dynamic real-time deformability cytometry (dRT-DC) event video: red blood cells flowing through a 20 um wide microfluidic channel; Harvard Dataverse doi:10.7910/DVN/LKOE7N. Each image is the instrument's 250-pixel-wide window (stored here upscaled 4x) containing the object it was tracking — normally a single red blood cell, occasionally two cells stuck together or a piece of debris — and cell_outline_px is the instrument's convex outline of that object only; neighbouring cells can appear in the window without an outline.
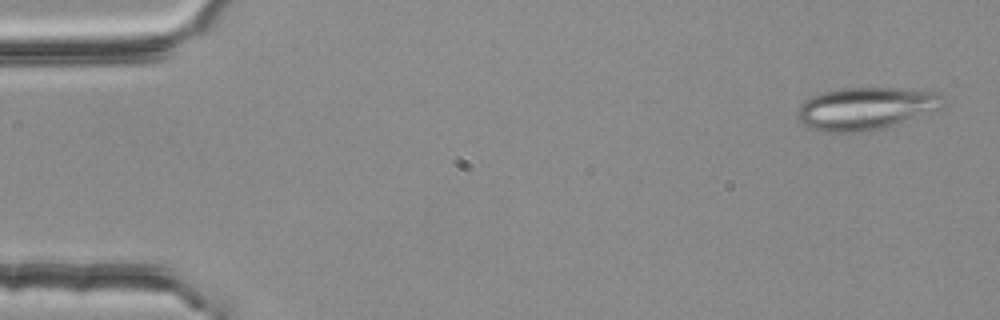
{"species": "common noctule bat (a hibernating species)", "species_latin": "Nyctalus noctula", "temperature_condition": "room temperature", "stored_images_in_passage": 4, "camera_frame_rate_fps": 3000, "um_per_image_px": 0.085, "animal": {"sex": "female", "body_mass_g": 25.1}, "frame": {"image": 1, "passage_image": 1, "time_ms": 0.0, "image_size_px": [1000, 320], "cell_outline_px": [[944, 108], [880, 128], [860, 132], [820, 132], [808, 128], [796, 116], [796, 112], [800, 104], [804, 100], [812, 96], [824, 92], [840, 88], [904, 88], [940, 92], [944, 104]], "centroid_in_image_um": [73.57, 9.21], "position_along_channel_um": 11.4, "area_um2": 36.13}}